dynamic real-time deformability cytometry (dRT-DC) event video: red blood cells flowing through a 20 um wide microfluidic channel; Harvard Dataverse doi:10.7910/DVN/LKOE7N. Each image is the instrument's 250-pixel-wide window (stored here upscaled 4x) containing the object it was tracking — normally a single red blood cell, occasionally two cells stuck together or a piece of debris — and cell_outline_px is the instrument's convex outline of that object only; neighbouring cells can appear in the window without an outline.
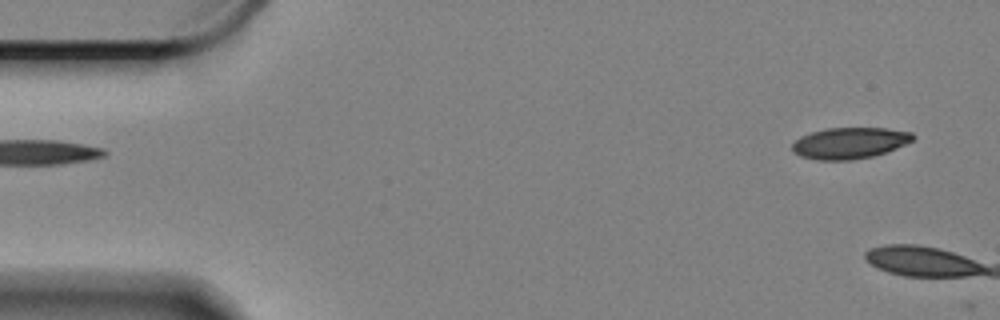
{"species": "Egyptian fruit bat (a non-hibernating species)", "species_latin": "Rousettus aegyptiacus", "temperature_condition": "cold", "stored_images_in_passage": 7, "camera_frame_rate_fps": 3000, "um_per_image_px": 0.085, "animal": {"sex": "female"}, "frame": {"image": 1, "passage_image": 1, "time_ms": 0.0, "image_size_px": [1000, 320], "cell_outline_px": [[916, 136], [912, 140], [896, 148], [872, 156], [852, 160], [816, 160], [800, 156], [792, 152], [792, 144], [800, 136], [812, 132], [828, 128], [888, 128], [912, 132]], "centroid_in_image_um": [72.2, 12.16], "position_along_channel_um": 12.8, "area_um2": 21.96}}